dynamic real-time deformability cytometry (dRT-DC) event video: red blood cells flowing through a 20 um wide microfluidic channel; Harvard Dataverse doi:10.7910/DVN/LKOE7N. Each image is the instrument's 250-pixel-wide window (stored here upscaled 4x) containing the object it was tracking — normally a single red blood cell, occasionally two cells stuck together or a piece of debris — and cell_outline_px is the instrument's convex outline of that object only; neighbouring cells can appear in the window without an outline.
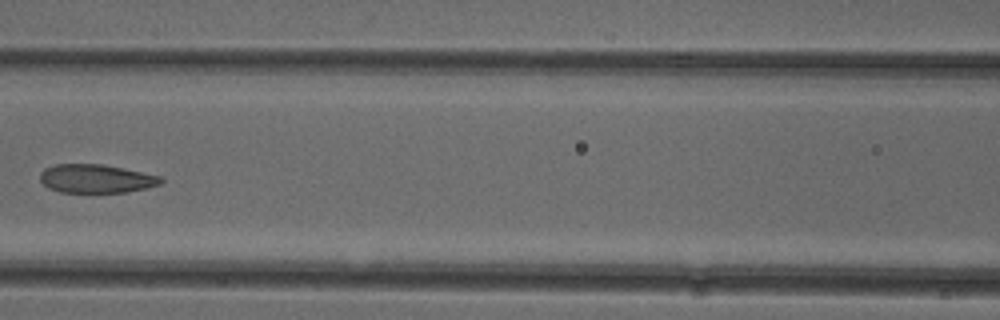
{"species": "common noctule bat (a hibernating species)", "species_latin": "Nyctalus noctula", "temperature_condition": "cold", "stored_images_in_passage": 5, "camera_frame_rate_fps": 3000, "um_per_image_px": 0.085, "animal": {"sex": "female"}, "frame": {"image": 1, "passage_image": 5, "time_ms": 4.667, "image_size_px": [1000, 320], "cell_outline_px": [[164, 180], [160, 184], [128, 192], [60, 192], [48, 188], [40, 180], [40, 172], [44, 168], [56, 164], [100, 164], [160, 176]], "centroid_in_image_um": [8.12, 15.19], "position_along_channel_um": 158.5, "area_um2": 19.88}}